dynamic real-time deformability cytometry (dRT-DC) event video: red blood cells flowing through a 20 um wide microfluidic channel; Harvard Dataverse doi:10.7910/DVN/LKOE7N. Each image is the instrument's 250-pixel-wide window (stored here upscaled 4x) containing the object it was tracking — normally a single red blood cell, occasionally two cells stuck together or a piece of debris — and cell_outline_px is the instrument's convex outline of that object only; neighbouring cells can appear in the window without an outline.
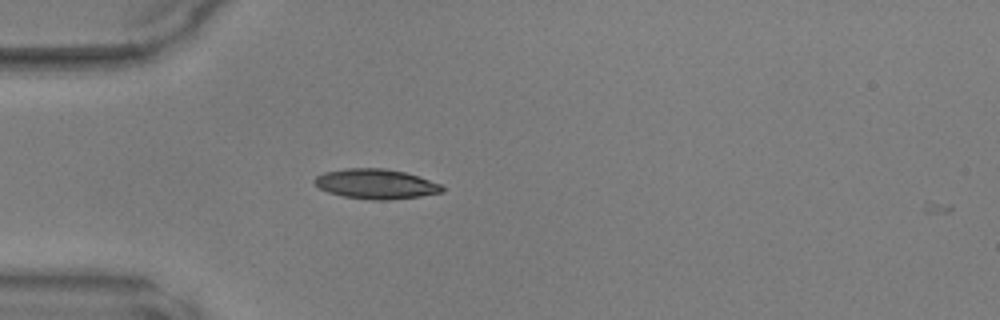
{"species": "common noctule bat (a hibernating species)", "species_latin": "Nyctalus noctula", "temperature_condition": "warm", "stored_images_in_passage": 2, "camera_frame_rate_fps": 3000, "um_per_image_px": 0.085, "animal": {"sex": "male", "body_mass_g": 17.9, "forearm_length_mm": 54.2}, "frame": {"image": 1, "passage_image": 1, "time_ms": 0.0, "image_size_px": [1000, 320], "cell_outline_px": [[444, 192], [420, 196], [388, 200], [372, 200], [344, 196], [328, 192], [320, 188], [312, 180], [316, 176], [324, 172], [344, 168], [384, 168], [404, 172], [440, 184], [444, 188]], "centroid_in_image_um": [31.92, 15.63], "position_along_channel_um": 53.1, "area_um2": 22.08}}